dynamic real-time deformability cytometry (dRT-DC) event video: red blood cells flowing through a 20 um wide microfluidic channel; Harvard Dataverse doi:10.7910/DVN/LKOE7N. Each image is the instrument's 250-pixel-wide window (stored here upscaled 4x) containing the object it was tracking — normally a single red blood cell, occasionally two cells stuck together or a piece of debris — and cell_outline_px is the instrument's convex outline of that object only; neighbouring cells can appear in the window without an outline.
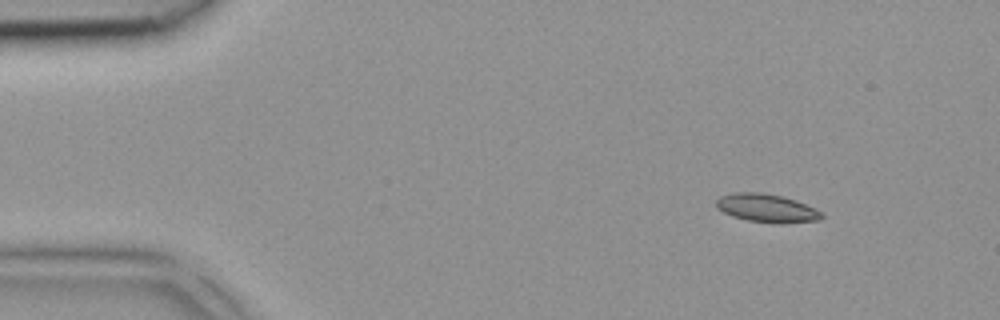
{"species": "common noctule bat (a hibernating species)", "species_latin": "Nyctalus noctula", "temperature_condition": "room temperature", "stored_images_in_passage": 4, "segment_of_instrument_passage": [1, 2], "camera_frame_rate_fps": 3000, "um_per_image_px": 0.085, "animal": {"sex": "female", "body_mass_g": 18.4}, "frame": {"image": 1, "passage_image": 1, "time_ms": 0.0, "image_size_px": [1000, 320], "cell_outline_px": [[824, 216], [820, 220], [780, 224], [772, 224], [748, 220], [732, 216], [716, 208], [716, 200], [720, 196], [732, 192], [760, 192], [780, 196], [796, 200], [816, 208], [824, 212]], "centroid_in_image_um": [65.2, 17.7], "position_along_channel_um": 19.8, "area_um2": 17.69}}
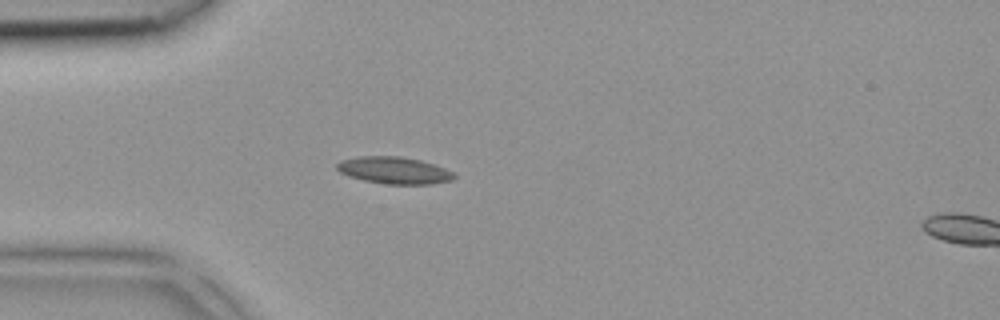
{"frame": {"image": 2, "passage_image": 3, "time_ms": 0.667, "image_size_px": [1000, 320], "cell_outline_px": [[456, 176], [452, 180], [432, 184], [384, 184], [364, 180], [348, 176], [340, 172], [336, 168], [336, 164], [340, 160], [356, 156], [400, 156], [420, 160], [456, 172]], "centroid_in_image_um": [33.49, 14.48], "position_along_channel_um": 51.5, "area_um2": 18.55}}